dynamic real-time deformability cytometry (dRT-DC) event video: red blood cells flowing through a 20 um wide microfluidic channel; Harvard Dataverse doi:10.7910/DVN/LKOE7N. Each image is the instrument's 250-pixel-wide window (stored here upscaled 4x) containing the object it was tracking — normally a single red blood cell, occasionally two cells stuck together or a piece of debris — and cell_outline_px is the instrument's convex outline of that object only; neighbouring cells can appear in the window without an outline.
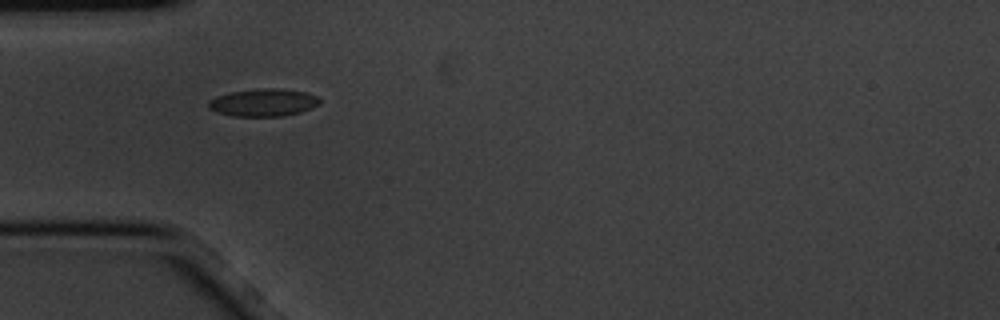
{"species": "common noctule bat (a hibernating species)", "species_latin": "Nyctalus noctula", "temperature_condition": "cold", "stored_images_in_passage": 4, "camera_frame_rate_fps": 3000, "um_per_image_px": 0.085, "animal": {"sex": "male", "body_mass_g": 20.1, "forearm_length_mm": 53.5}, "frame": {"image": 1, "passage_image": 1, "time_ms": 0.0, "image_size_px": [1000, 320], "cell_outline_px": [[320, 104], [312, 108], [300, 112], [284, 116], [232, 116], [216, 112], [208, 108], [208, 104], [216, 96], [232, 92], [256, 88], [284, 88], [304, 92], [316, 96], [320, 100]], "centroid_in_image_um": [22.4, 8.71], "position_along_channel_um": 62.6, "area_um2": 17.92}}
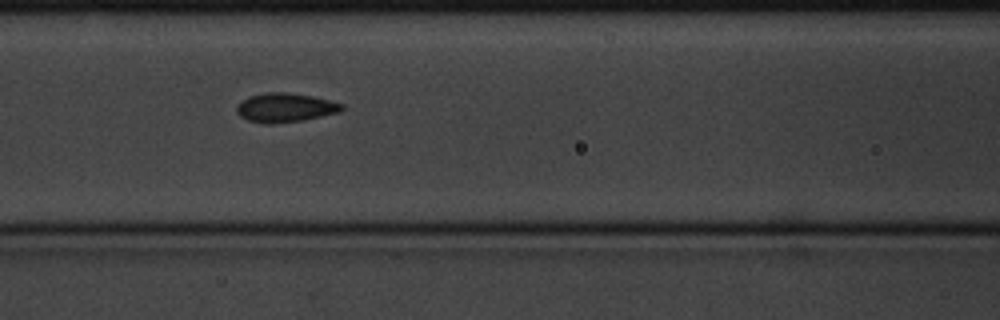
{"frame": {"image": 2, "passage_image": 3, "time_ms": 0.667, "image_size_px": [1000, 320], "cell_outline_px": [[344, 108], [340, 112], [304, 120], [272, 124], [268, 124], [248, 120], [240, 116], [236, 112], [236, 108], [240, 100], [248, 96], [268, 92], [284, 92], [312, 96], [344, 104]], "centroid_in_image_um": [24.22, 9.15], "position_along_channel_um": 142.4, "area_um2": 17.86}}
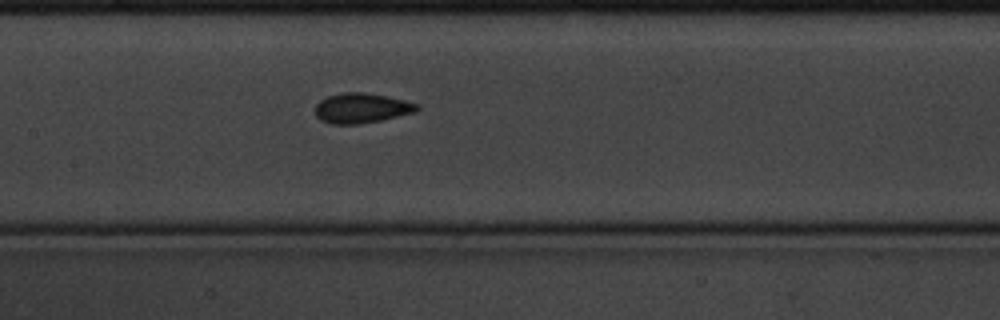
{"frame": {"image": 3, "passage_image": 4, "time_ms": 1.0, "image_size_px": [1000, 320], "cell_outline_px": [[420, 108], [416, 112], [380, 120], [356, 124], [332, 124], [320, 120], [316, 116], [316, 104], [320, 100], [328, 96], [344, 92], [364, 92], [404, 100], [420, 104]], "centroid_in_image_um": [30.73, 9.19], "position_along_channel_um": 176.7, "area_um2": 17.69}}